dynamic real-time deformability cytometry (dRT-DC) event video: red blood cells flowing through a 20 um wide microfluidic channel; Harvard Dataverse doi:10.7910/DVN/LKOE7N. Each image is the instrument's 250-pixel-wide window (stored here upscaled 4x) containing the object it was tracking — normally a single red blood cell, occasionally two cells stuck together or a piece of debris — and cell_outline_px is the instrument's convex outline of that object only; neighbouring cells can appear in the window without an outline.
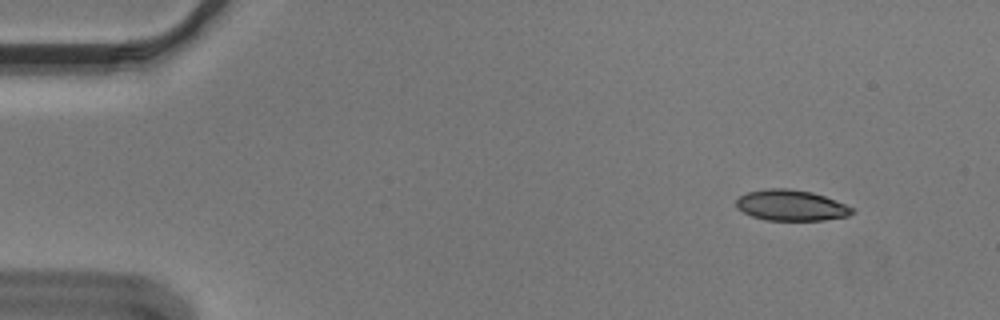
{"species": "Egyptian fruit bat (a non-hibernating species)", "species_latin": "Rousettus aegyptiacus", "temperature_condition": "cold", "stored_images_in_passage": 54, "camera_frame_rate_fps": 3000, "um_per_image_px": 0.085, "animal": {"sex": "male"}, "frame": {"image": 1, "passage_image": 5, "time_ms": 1.333, "image_size_px": [1000, 320], "cell_outline_px": [[856, 212], [848, 216], [824, 220], [764, 220], [752, 216], [736, 208], [736, 200], [740, 196], [748, 192], [768, 188], [788, 188], [812, 192], [836, 200], [856, 208]], "centroid_in_image_um": [67.28, 17.45], "position_along_channel_um": 17.7, "area_um2": 20.98}}
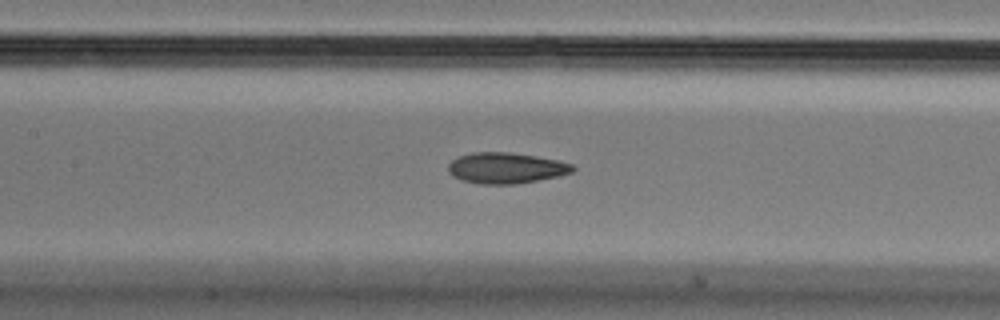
{"frame": {"image": 2, "passage_image": 25, "time_ms": 8.0, "image_size_px": [1000, 320], "cell_outline_px": [[576, 168], [572, 172], [560, 176], [516, 184], [480, 184], [464, 180], [452, 176], [448, 172], [448, 164], [452, 160], [460, 156], [472, 152], [508, 152], [536, 156], [556, 160], [572, 164]], "centroid_in_image_um": [43.01, 14.28], "position_along_channel_um": 164.4, "area_um2": 22.37}}
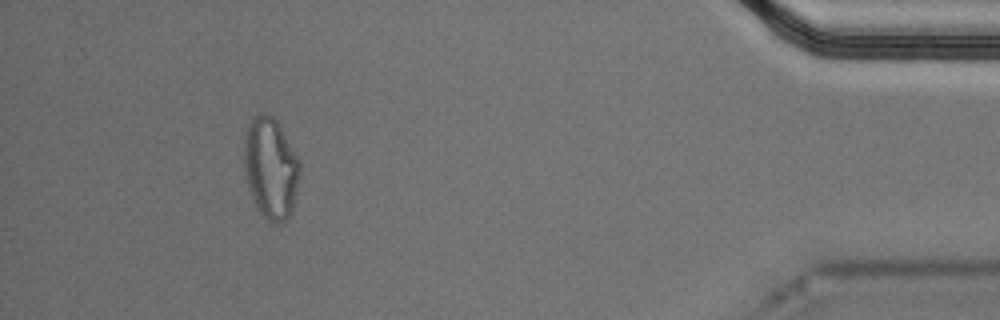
{"frame": {"image": 3, "passage_image": 50, "time_ms": 16.333, "image_size_px": [1000, 320], "cell_outline_px": [[300, 176], [292, 208], [288, 216], [280, 224], [268, 224], [264, 220], [248, 188], [244, 168], [244, 132], [252, 116], [260, 112], [264, 112], [272, 116], [276, 120], [300, 160]], "centroid_in_image_um": [22.99, 14.28], "position_along_channel_um": 412.2, "area_um2": 33.23}, "authors_computed_cell_mechanics": {"area_um2": 22.2241, "velocity_mm_per_s": 3.6532, "shape_relaxation_time_tau1_ms": null, "shape_relaxation_time_tau2_ms": 3.2048, "deformation_change_tau1": null, "deformation_change_tau2": 0.0862}}